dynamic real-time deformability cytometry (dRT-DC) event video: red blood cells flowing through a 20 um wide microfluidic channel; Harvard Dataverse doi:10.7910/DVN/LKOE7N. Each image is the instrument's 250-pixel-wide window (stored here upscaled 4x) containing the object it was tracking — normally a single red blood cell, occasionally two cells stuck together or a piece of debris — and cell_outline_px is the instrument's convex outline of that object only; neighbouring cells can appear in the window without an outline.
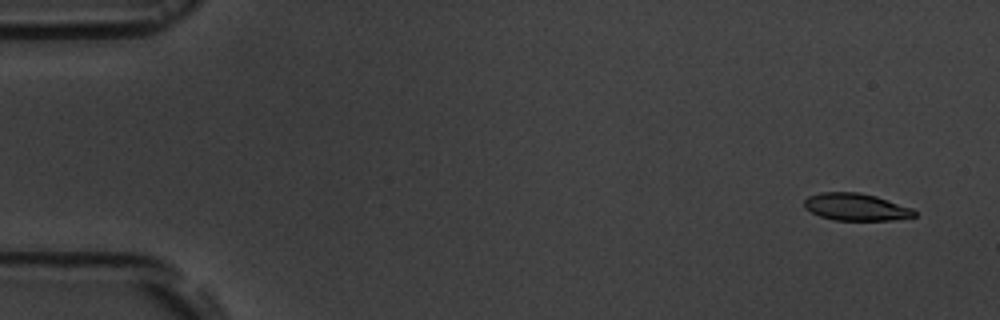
{"species": "common noctule bat (a hibernating species)", "species_latin": "Nyctalus noctula", "temperature_condition": "room temperature", "stored_images_in_passage": 4, "camera_frame_rate_fps": 3000, "um_per_image_px": 0.085, "animal": {"sex": "male", "body_mass_g": 19.5, "forearm_length_mm": 54.6}, "frame": {"image": 1, "passage_image": 1, "time_ms": 0.0, "image_size_px": [1000, 320], "cell_outline_px": [[916, 216], [892, 220], [836, 220], [820, 216], [804, 208], [804, 200], [808, 196], [820, 192], [860, 192], [876, 196], [912, 208], [916, 212]], "centroid_in_image_um": [72.74, 17.58], "position_along_channel_um": 12.3, "area_um2": 17.46}}